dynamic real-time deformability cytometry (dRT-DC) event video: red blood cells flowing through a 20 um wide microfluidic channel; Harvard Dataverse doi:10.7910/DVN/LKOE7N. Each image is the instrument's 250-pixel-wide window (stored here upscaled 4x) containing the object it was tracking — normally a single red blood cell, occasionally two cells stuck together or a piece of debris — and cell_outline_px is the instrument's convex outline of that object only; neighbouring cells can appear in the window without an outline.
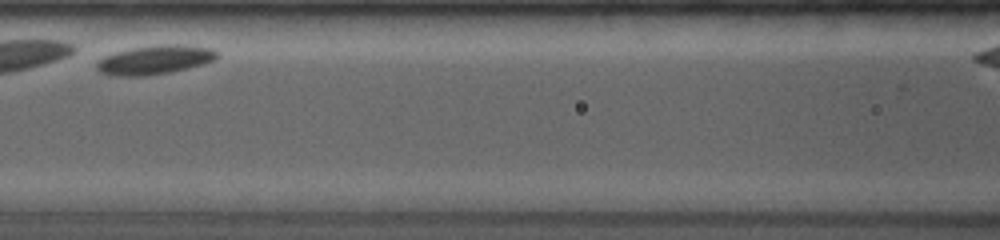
{"species": "common noctule bat (a hibernating species)", "species_latin": "Nyctalus noctula", "temperature_condition": "room temperature", "stored_images_in_passage": 8, "camera_frame_rate_fps": 4000, "um_per_image_px": 0.085, "animal": {"sex": "female", "body_mass_g": 19.0, "forearm_length_mm": 53.3}, "frame": {"image": 1, "passage_image": 7, "time_ms": 2.75, "image_size_px": [1000, 240], "cell_outline_px": [[220, 56], [216, 60], [188, 68], [168, 72], [144, 76], [116, 76], [100, 72], [96, 68], [96, 60], [104, 56], [116, 52], [132, 48], [160, 44], [180, 44], [212, 48]], "centroid_in_image_um": [13.16, 5.08], "position_along_channel_um": 153.4, "area_um2": 20.4}}